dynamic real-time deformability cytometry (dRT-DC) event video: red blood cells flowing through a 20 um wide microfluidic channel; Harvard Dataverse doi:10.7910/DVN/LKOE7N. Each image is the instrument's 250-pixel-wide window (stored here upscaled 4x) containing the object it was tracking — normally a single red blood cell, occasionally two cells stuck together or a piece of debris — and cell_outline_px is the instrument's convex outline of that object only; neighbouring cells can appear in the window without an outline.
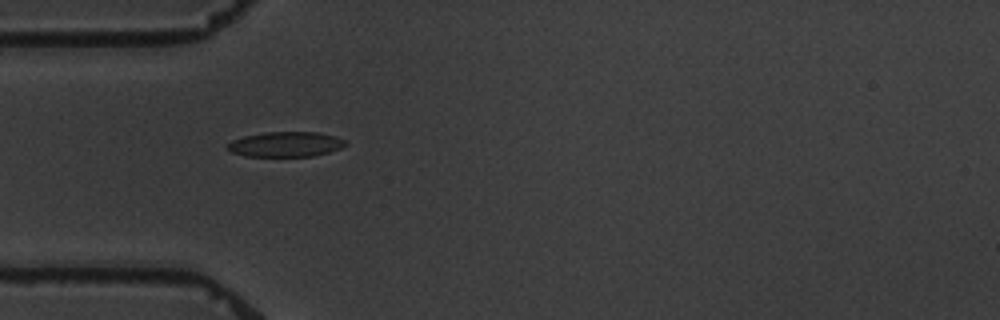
{"species": "common noctule bat (a hibernating species)", "species_latin": "Nyctalus noctula", "temperature_condition": "warm", "stored_images_in_passage": 5, "camera_frame_rate_fps": 3000, "um_per_image_px": 0.085, "animal": {"sex": "male", "body_mass_g": 19.5, "forearm_length_mm": 54.6}, "frame": {"image": 1, "passage_image": 4, "time_ms": 4.333, "image_size_px": [1000, 320], "cell_outline_px": [[348, 144], [340, 148], [328, 152], [312, 156], [244, 156], [232, 152], [228, 148], [228, 144], [232, 140], [244, 136], [268, 132], [316, 132], [336, 136], [348, 140]], "centroid_in_image_um": [24.33, 12.26], "position_along_channel_um": 60.7, "area_um2": 17.17}}
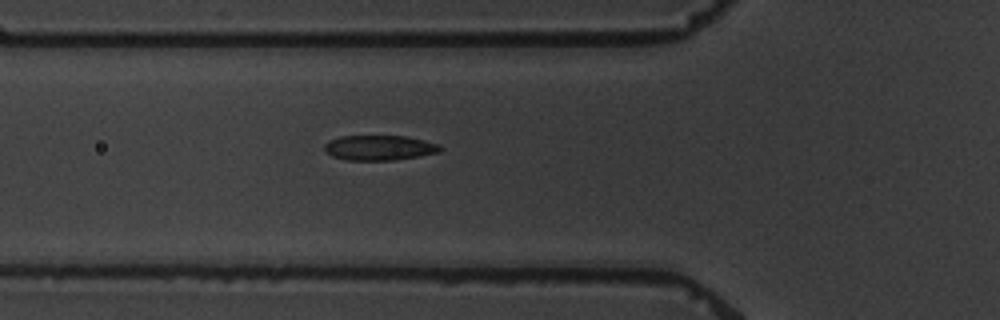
{"frame": {"image": 2, "passage_image": 5, "time_ms": 5.333, "image_size_px": [1000, 320], "cell_outline_px": [[444, 148], [440, 152], [420, 156], [392, 160], [348, 160], [332, 156], [324, 152], [324, 144], [328, 140], [340, 136], [404, 136], [424, 140], [440, 144]], "centroid_in_image_um": [32.24, 12.56], "position_along_channel_um": 93.6, "area_um2": 17.05}}